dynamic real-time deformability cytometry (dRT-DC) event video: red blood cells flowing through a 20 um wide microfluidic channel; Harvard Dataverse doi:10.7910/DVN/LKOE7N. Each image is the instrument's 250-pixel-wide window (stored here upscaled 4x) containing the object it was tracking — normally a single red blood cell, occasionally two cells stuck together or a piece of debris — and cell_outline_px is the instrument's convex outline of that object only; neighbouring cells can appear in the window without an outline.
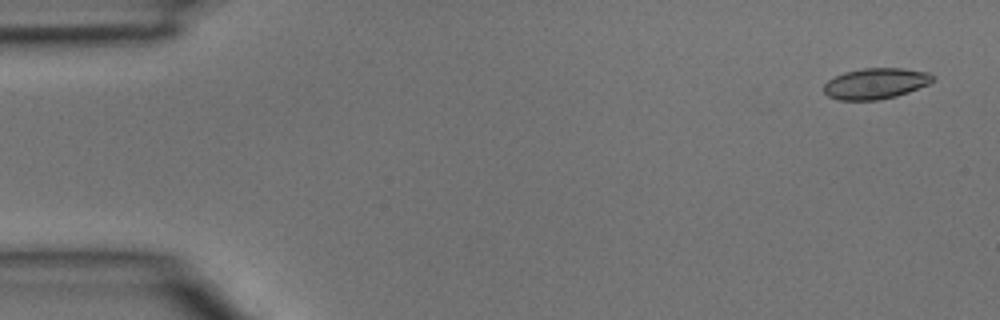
{"species": "common noctule bat (a hibernating species)", "species_latin": "Nyctalus noctula", "temperature_condition": "room temperature", "stored_images_in_passage": 4, "camera_frame_rate_fps": 3000, "um_per_image_px": 0.085, "animal": {"sex": "male", "body_mass_g": 15.6}, "frame": {"image": 1, "passage_image": 1, "time_ms": 0.0, "image_size_px": [1000, 320], "cell_outline_px": [[932, 80], [928, 84], [908, 92], [896, 96], [880, 100], [840, 100], [828, 96], [824, 92], [824, 84], [828, 80], [844, 72], [864, 68], [904, 68], [928, 72], [932, 76]], "centroid_in_image_um": [74.4, 7.1], "position_along_channel_um": 10.6, "area_um2": 19.48}}
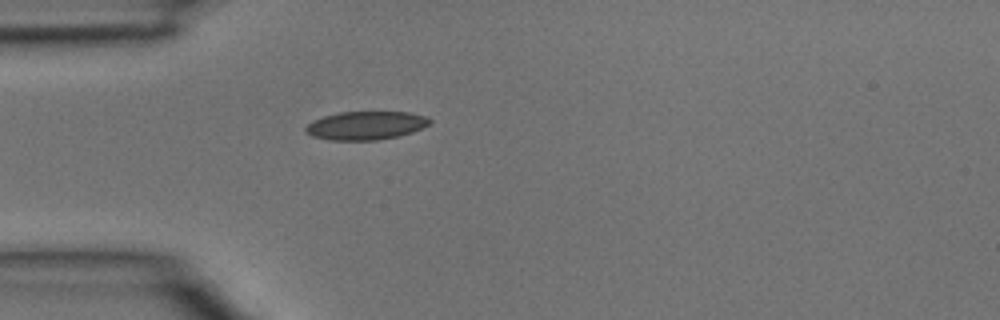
{"frame": {"image": 2, "passage_image": 4, "time_ms": 1.0, "image_size_px": [1000, 320], "cell_outline_px": [[432, 120], [428, 124], [412, 132], [400, 136], [376, 140], [332, 140], [312, 136], [304, 128], [312, 120], [324, 116], [340, 112], [408, 112], [424, 116]], "centroid_in_image_um": [31.08, 10.66], "position_along_channel_um": 53.9, "area_um2": 20.35}}